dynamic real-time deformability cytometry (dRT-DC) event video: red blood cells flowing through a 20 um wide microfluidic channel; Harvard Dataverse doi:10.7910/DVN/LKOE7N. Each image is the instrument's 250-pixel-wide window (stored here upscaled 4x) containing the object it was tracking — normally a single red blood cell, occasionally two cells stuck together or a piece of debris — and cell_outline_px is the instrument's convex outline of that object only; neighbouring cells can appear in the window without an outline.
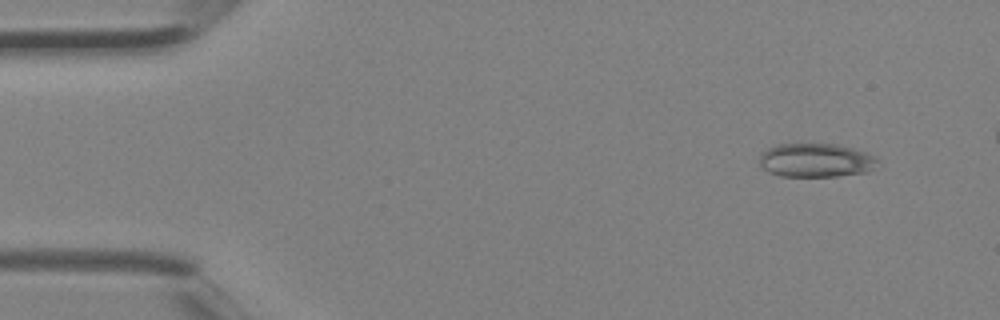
{"species": "Egyptian fruit bat (a non-hibernating species)", "species_latin": "Rousettus aegyptiacus", "temperature_condition": "room temperature", "stored_images_in_passage": 4, "camera_frame_rate_fps": 3000, "um_per_image_px": 0.085, "animal": {"sex": "female"}, "frame": {"image": 1, "passage_image": 1, "time_ms": 0.0, "image_size_px": [1000, 320], "cell_outline_px": [[880, 168], [868, 172], [836, 176], [780, 176], [768, 172], [760, 164], [760, 156], [768, 148], [776, 144], [832, 144], [852, 148], [876, 156], [880, 160]], "centroid_in_image_um": [69.43, 13.64], "position_along_channel_um": 15.6, "area_um2": 23.47}}